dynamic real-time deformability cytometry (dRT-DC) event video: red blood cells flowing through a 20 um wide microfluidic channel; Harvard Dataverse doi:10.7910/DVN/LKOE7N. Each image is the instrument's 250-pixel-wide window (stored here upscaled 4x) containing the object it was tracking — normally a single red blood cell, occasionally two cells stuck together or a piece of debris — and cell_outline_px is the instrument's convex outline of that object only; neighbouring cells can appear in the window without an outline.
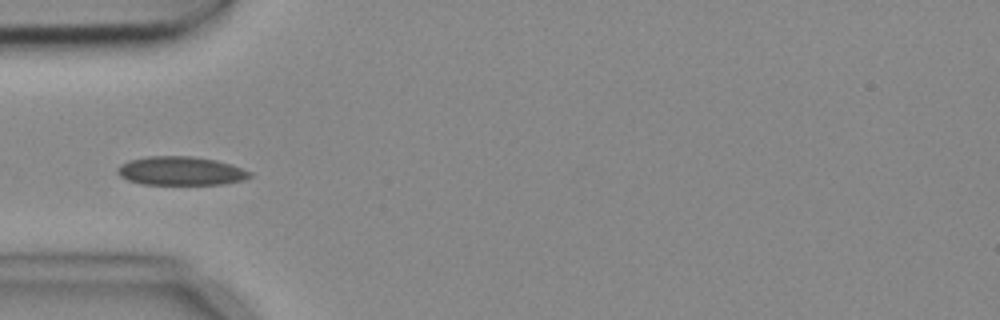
{"species": "common noctule bat (a hibernating species)", "species_latin": "Nyctalus noctula", "temperature_condition": "cold", "stored_images_in_passage": 6, "camera_frame_rate_fps": 3000, "um_per_image_px": 0.085, "animal": {"sex": "female", "body_mass_g": 18.4}, "frame": {"image": 1, "passage_image": 4, "time_ms": 1.0, "image_size_px": [1000, 320], "cell_outline_px": [[252, 176], [244, 180], [224, 184], [140, 184], [128, 180], [120, 176], [116, 172], [116, 168], [120, 164], [128, 160], [148, 156], [192, 156], [216, 160], [232, 164], [252, 172]], "centroid_in_image_um": [15.36, 14.52], "position_along_channel_um": 69.6, "area_um2": 22.37}}
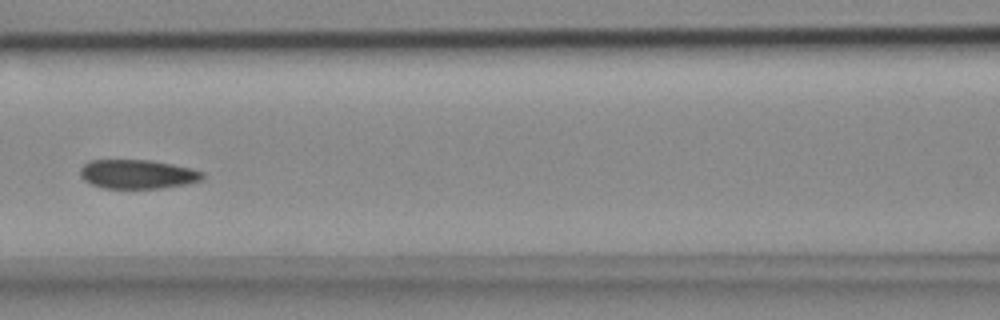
{"frame": {"image": 2, "passage_image": 6, "time_ms": 1.667, "image_size_px": [1000, 320], "cell_outline_px": [[204, 176], [200, 180], [188, 184], [160, 188], [104, 188], [92, 184], [84, 180], [80, 176], [80, 168], [88, 160], [152, 160], [172, 164], [204, 172]], "centroid_in_image_um": [11.67, 14.8], "position_along_channel_um": 154.9, "area_um2": 20.69}}